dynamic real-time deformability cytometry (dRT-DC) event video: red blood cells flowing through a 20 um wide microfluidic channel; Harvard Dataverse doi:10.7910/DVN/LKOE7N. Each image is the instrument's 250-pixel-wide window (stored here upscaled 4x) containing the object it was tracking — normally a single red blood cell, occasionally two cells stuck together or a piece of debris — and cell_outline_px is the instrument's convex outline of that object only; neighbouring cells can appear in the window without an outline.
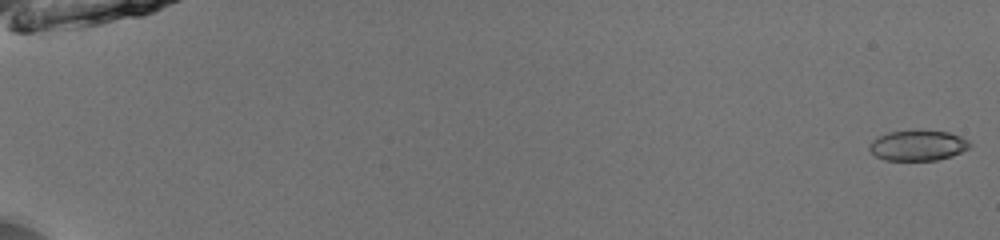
{"species": "common noctule bat (a hibernating species)", "species_latin": "Nyctalus noctula", "temperature_condition": "room temperature", "stored_images_in_passage": 18, "camera_frame_rate_fps": 3000, "um_per_image_px": 0.085, "animal": {"sex": "male", "body_mass_g": 13.0, "forearm_length_mm": 53.1}, "frame": {"image": 1, "passage_image": 1, "time_ms": 0.0, "image_size_px": [1000, 240], "cell_outline_px": [[972, 144], [968, 148], [952, 156], [936, 160], [884, 160], [876, 156], [868, 148], [868, 144], [872, 140], [888, 132], [948, 132], [960, 136], [968, 140]], "centroid_in_image_um": [78.01, 12.39], "position_along_channel_um": 7.0, "area_um2": 17.34}}
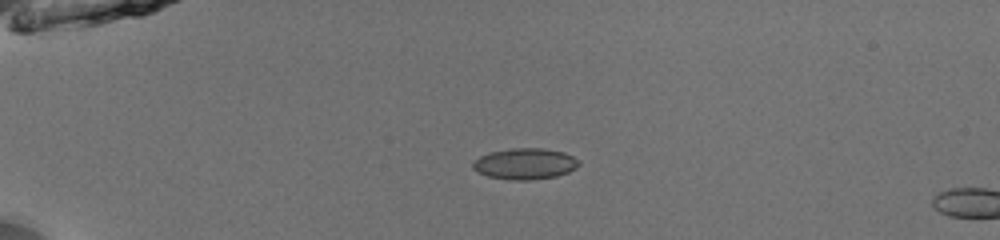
{"frame": {"image": 2, "passage_image": 15, "time_ms": 4.667, "image_size_px": [1000, 240], "cell_outline_px": [[580, 164], [576, 168], [568, 172], [556, 176], [528, 180], [512, 180], [488, 176], [476, 172], [472, 168], [472, 164], [480, 156], [492, 152], [512, 148], [544, 148], [564, 152], [580, 160]], "centroid_in_image_um": [44.64, 13.92], "position_along_channel_um": 40.4, "area_um2": 19.19}}